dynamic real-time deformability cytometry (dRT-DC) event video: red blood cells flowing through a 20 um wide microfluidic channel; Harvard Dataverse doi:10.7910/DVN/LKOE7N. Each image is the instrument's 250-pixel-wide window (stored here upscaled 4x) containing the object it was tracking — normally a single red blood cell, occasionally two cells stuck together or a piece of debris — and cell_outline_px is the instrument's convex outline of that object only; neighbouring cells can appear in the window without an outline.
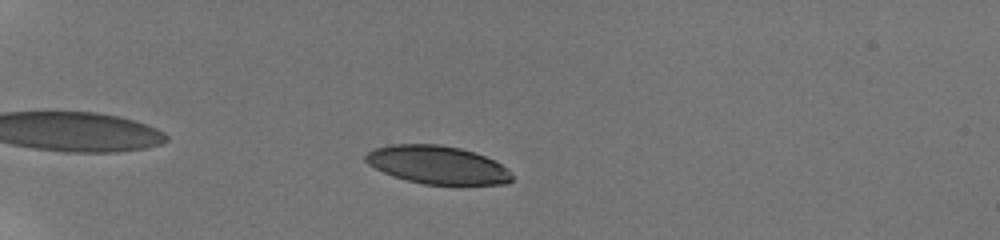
{"species": "human", "species_latin": "Homo sapiens", "temperature_condition": "room temperature", "stored_images_in_passage": 10, "camera_frame_rate_fps": 3000, "um_per_image_px": 0.085, "donor": {"sex": "male"}, "frame": {"image": 1, "passage_image": 5, "time_ms": 2.0, "image_size_px": [1000, 240], "cell_outline_px": [[512, 180], [508, 184], [424, 184], [392, 176], [368, 164], [364, 160], [364, 156], [372, 148], [388, 144], [440, 144], [460, 148], [476, 152], [508, 168], [512, 176]], "centroid_in_image_um": [37.16, 14.0], "position_along_channel_um": 47.8, "area_um2": 32.54}}
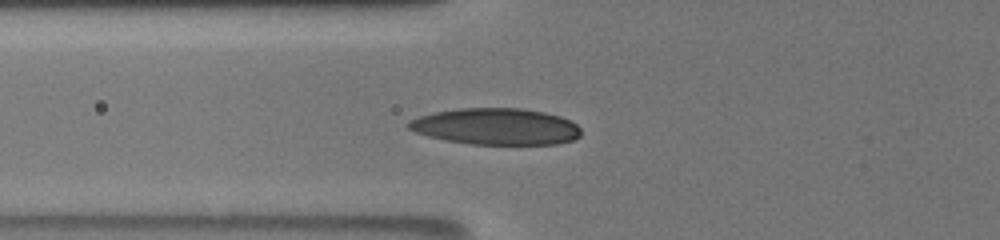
{"frame": {"image": 2, "passage_image": 9, "time_ms": 4.333, "image_size_px": [1000, 240], "cell_outline_px": [[580, 136], [572, 140], [556, 144], [472, 144], [448, 140], [428, 136], [416, 132], [408, 128], [408, 120], [420, 116], [436, 112], [460, 108], [520, 108], [544, 112], [560, 116], [576, 124], [580, 128]], "centroid_in_image_um": [42.17, 10.75], "position_along_channel_um": 83.6, "area_um2": 36.41}}